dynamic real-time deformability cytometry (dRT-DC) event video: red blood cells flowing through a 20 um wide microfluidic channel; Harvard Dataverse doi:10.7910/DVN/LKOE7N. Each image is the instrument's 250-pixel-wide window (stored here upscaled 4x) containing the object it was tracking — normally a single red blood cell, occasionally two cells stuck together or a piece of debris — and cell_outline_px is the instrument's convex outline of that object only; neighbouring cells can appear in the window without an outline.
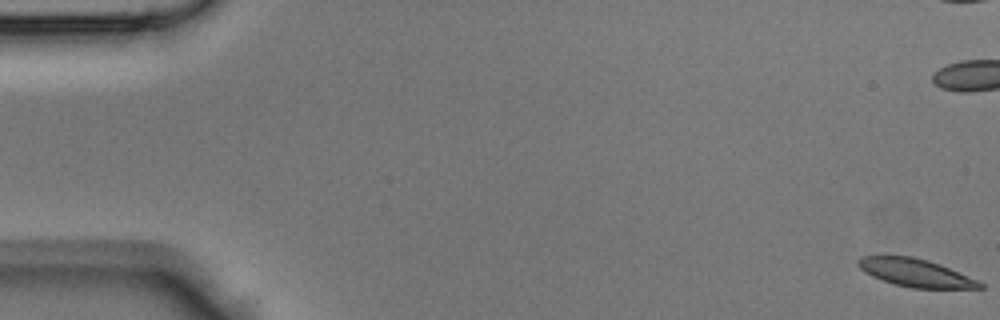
{"species": "Egyptian fruit bat (a non-hibernating species)", "species_latin": "Rousettus aegyptiacus", "temperature_condition": "room temperature", "stored_images_in_passage": 47, "camera_frame_rate_fps": 3000, "um_per_image_px": 0.085, "animal": {"sex": "male"}, "frame": {"image": 1, "passage_image": 1, "time_ms": 0.0, "image_size_px": [1000, 320], "cell_outline_px": [[984, 288], [912, 288], [896, 284], [872, 276], [864, 272], [856, 264], [856, 260], [860, 256], [912, 256], [928, 260], [940, 264], [976, 280], [984, 284]], "centroid_in_image_um": [77.78, 23.17], "position_along_channel_um": 7.2, "area_um2": 19.54}}